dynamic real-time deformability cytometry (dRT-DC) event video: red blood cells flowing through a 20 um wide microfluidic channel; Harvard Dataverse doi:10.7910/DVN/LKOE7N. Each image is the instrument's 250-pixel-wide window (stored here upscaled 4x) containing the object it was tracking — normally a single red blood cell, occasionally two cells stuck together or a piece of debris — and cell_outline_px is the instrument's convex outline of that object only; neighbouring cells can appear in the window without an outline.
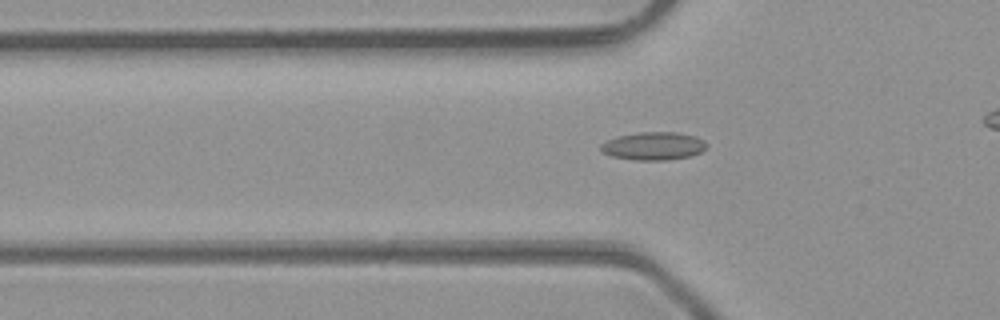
{"species": "common noctule bat (a hibernating species)", "species_latin": "Nyctalus noctula", "temperature_condition": "room temperature", "stored_images_in_passage": 32, "camera_frame_rate_fps": 3000, "um_per_image_px": 0.085, "animal": {"sex": "male", "body_mass_g": 23.1, "forearm_length_mm": 52.7}, "frame": {"image": 1, "passage_image": 9, "time_ms": 2.667, "image_size_px": [1000, 320], "cell_outline_px": [[708, 144], [700, 152], [688, 156], [664, 160], [636, 160], [612, 156], [600, 152], [600, 144], [616, 136], [640, 132], [676, 132], [696, 136], [704, 140]], "centroid_in_image_um": [55.51, 12.4], "position_along_channel_um": 70.3, "area_um2": 17.22}}
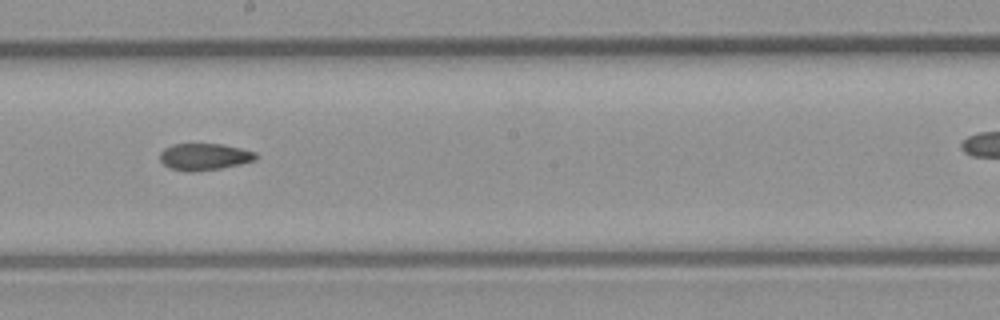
{"frame": {"image": 2, "passage_image": 20, "time_ms": 6.333, "image_size_px": [1000, 320], "cell_outline_px": [[256, 160], [240, 164], [220, 168], [192, 172], [188, 172], [168, 168], [160, 160], [160, 152], [164, 148], [176, 144], [224, 144], [256, 152]], "centroid_in_image_um": [17.35, 13.33], "position_along_channel_um": 230.8, "area_um2": 14.97}}
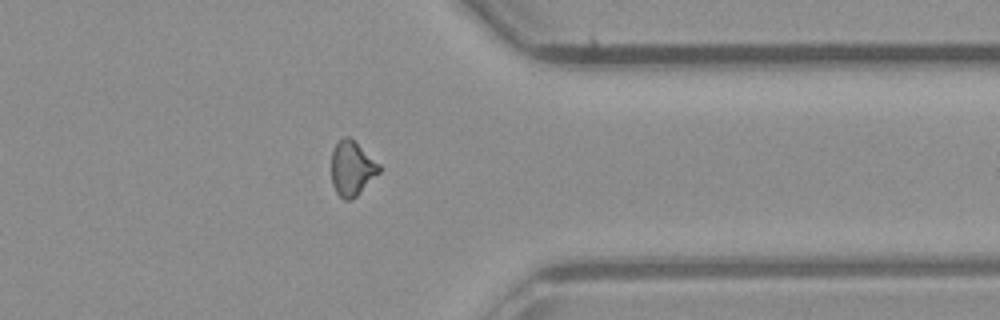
{"frame": {"image": 3, "passage_image": 31, "time_ms": 10.0, "image_size_px": [1000, 320], "cell_outline_px": [[380, 172], [352, 200], [344, 200], [336, 192], [332, 184], [332, 148], [344, 136], [348, 136], [380, 164]], "centroid_in_image_um": [29.91, 14.33], "position_along_channel_um": 381.5, "area_um2": 15.03}}